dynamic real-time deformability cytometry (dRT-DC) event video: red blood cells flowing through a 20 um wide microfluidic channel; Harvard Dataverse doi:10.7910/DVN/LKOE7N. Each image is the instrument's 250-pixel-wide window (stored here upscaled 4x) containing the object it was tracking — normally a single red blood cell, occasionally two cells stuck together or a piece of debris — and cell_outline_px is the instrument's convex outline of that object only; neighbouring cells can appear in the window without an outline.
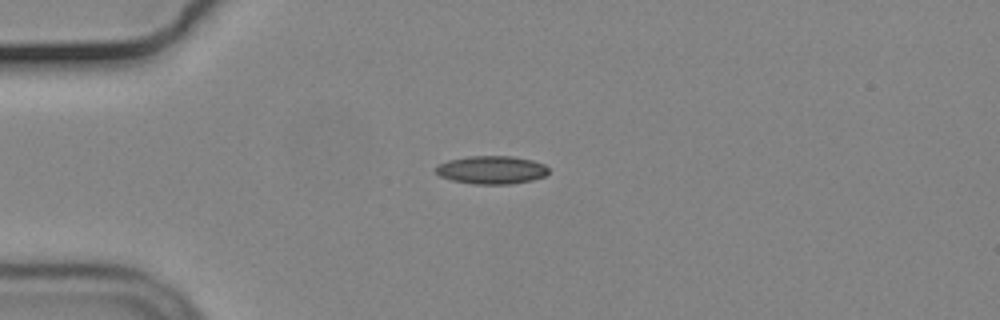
{"species": "common noctule bat (a hibernating species)", "species_latin": "Nyctalus noctula", "temperature_condition": "cold", "stored_images_in_passage": 42, "camera_frame_rate_fps": 3000, "um_per_image_px": 0.085, "animal": {"sex": "male", "body_mass_g": 19.2, "forearm_length_mm": 51.8}, "frame": {"image": 1, "passage_image": 1, "time_ms": 0.0, "image_size_px": [1000, 320], "cell_outline_px": [[548, 172], [544, 176], [532, 180], [512, 184], [472, 184], [452, 180], [440, 176], [436, 172], [436, 168], [440, 164], [448, 160], [468, 156], [512, 156], [532, 160], [544, 164], [548, 168]], "centroid_in_image_um": [41.79, 14.44], "position_along_channel_um": 43.2, "area_um2": 18.44}}
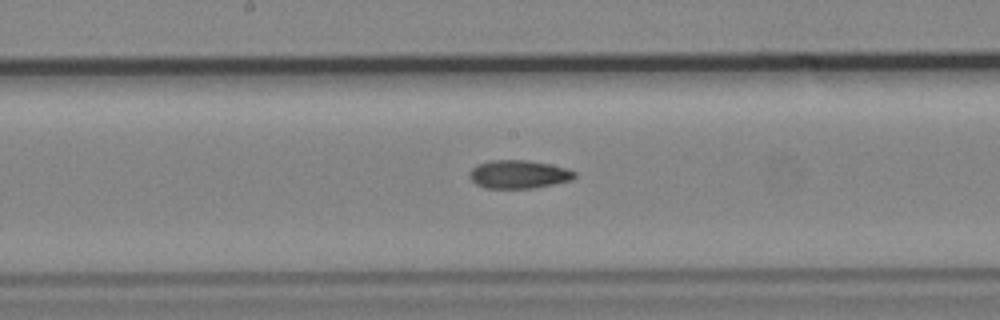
{"frame": {"image": 2, "passage_image": 16, "time_ms": 5.0, "image_size_px": [1000, 320], "cell_outline_px": [[576, 176], [572, 180], [532, 188], [484, 188], [476, 184], [468, 176], [468, 172], [476, 164], [492, 160], [528, 160], [568, 168], [576, 172]], "centroid_in_image_um": [44.06, 14.81], "position_along_channel_um": 204.1, "area_um2": 17.4}}
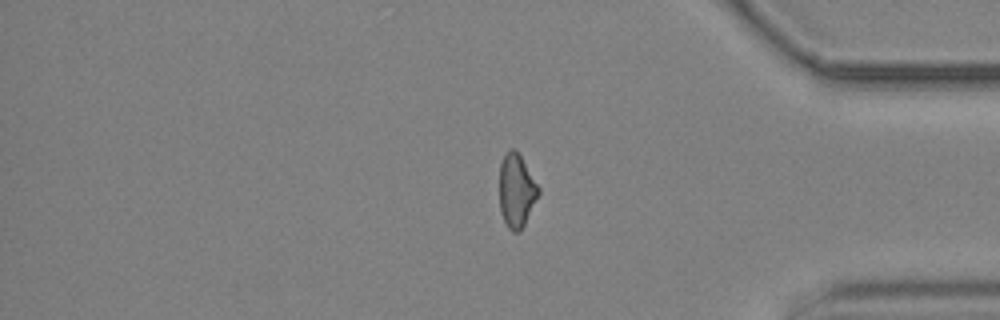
{"frame": {"image": 3, "passage_image": 33, "time_ms": 10.667, "image_size_px": [1000, 320], "cell_outline_px": [[540, 192], [520, 232], [512, 232], [508, 228], [500, 212], [500, 164], [508, 148], [512, 148], [520, 156], [540, 188]], "centroid_in_image_um": [43.89, 16.22], "position_along_channel_um": 391.3, "area_um2": 16.47}, "authors_computed_cell_mechanics": {"area_um2": 17.2533, "velocity_mm_per_s": 3.6988, "shape_relaxation_time_tau1_ms": null, "shape_relaxation_time_tau2_ms": 6.8747, "deformation_change_tau1": null, "deformation_change_tau2": 0.1407}}